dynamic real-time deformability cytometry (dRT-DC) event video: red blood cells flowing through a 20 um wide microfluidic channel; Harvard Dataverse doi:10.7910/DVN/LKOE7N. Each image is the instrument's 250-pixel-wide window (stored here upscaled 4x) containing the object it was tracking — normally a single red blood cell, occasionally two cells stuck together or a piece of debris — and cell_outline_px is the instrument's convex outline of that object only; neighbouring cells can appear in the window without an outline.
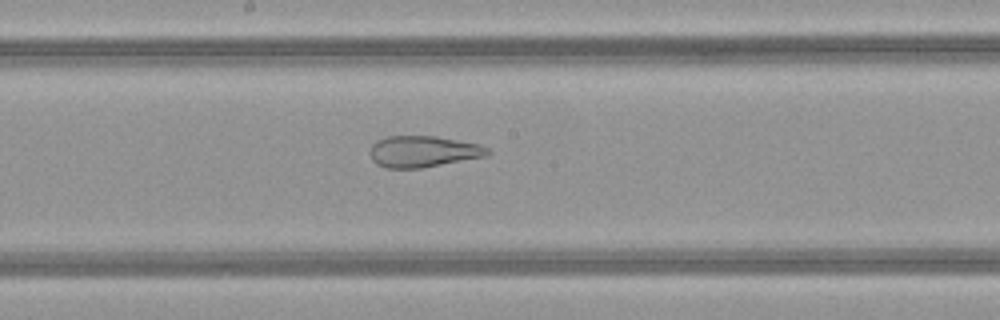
{"species": "common noctule bat (a hibernating species)", "species_latin": "Nyctalus noctula", "temperature_condition": "warm", "stored_images_in_passage": 40, "camera_frame_rate_fps": 3000, "um_per_image_px": 0.085, "animal": {"sex": "female", "body_mass_g": 21.9}, "frame": {"image": 1, "passage_image": 17, "time_ms": 5.333, "image_size_px": [1000, 320], "cell_outline_px": [[492, 152], [488, 156], [420, 168], [384, 168], [376, 164], [372, 160], [368, 152], [372, 144], [376, 140], [388, 136], [436, 136], [480, 144], [488, 148]], "centroid_in_image_um": [35.95, 12.88], "position_along_channel_um": 212.2, "area_um2": 21.73}}
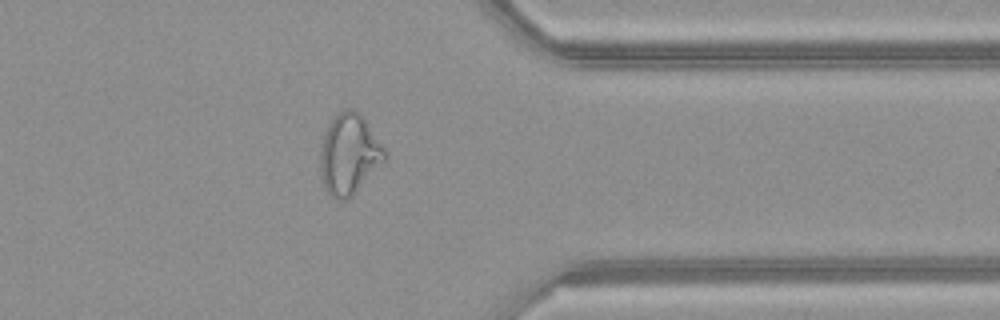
{"frame": {"image": 2, "passage_image": 30, "time_ms": 9.667, "image_size_px": [1000, 320], "cell_outline_px": [[388, 156], [352, 196], [344, 200], [336, 200], [324, 188], [320, 180], [320, 144], [328, 124], [344, 108], [352, 108], [360, 112], [388, 152]], "centroid_in_image_um": [29.66, 13.1], "position_along_channel_um": 381.7, "area_um2": 30.46}}
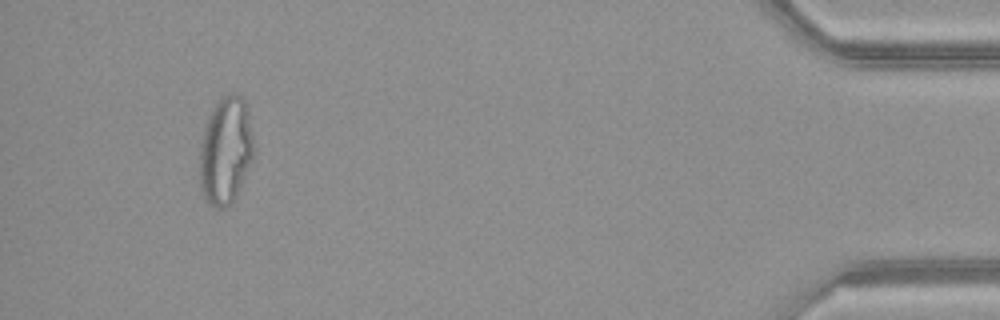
{"frame": {"image": 3, "passage_image": 37, "time_ms": 12.0, "image_size_px": [1000, 320], "cell_outline_px": [[252, 160], [236, 196], [224, 208], [216, 208], [208, 204], [204, 200], [200, 188], [200, 144], [204, 128], [208, 116], [216, 100], [232, 92], [236, 92], [244, 96], [252, 136]], "centroid_in_image_um": [19.14, 12.78], "position_along_channel_um": 416.1, "area_um2": 33.87}, "authors_computed_cell_mechanics": {"area_um2": 29.4491, "velocity_mm_per_s": 4.1563, "shape_relaxation_time_tau1_ms": null, "shape_relaxation_time_tau2_ms": 1.5698, "deformation_change_tau1": null, "deformation_change_tau2": 0.1097}}